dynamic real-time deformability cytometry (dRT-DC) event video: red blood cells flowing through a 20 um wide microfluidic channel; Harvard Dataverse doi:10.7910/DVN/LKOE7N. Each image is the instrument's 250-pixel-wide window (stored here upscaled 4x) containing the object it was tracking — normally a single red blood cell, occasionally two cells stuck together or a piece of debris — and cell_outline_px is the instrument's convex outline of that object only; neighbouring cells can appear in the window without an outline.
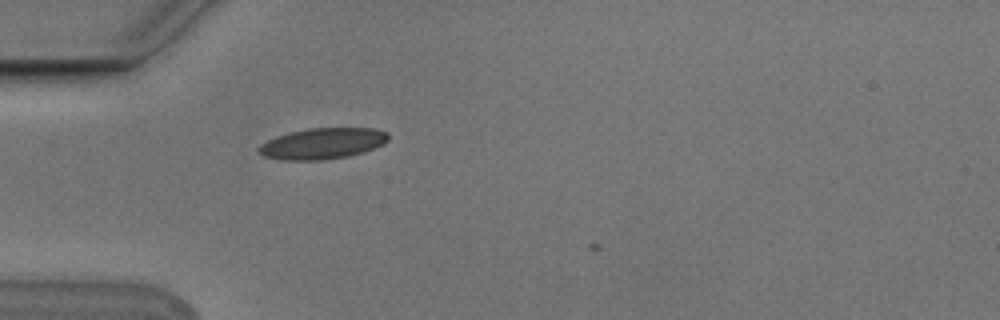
{"species": "Egyptian fruit bat (a non-hibernating species)", "species_latin": "Rousettus aegyptiacus", "temperature_condition": "cold", "stored_images_in_passage": 4, "camera_frame_rate_fps": 3000, "um_per_image_px": 0.085, "animal": {"sex": "male"}, "frame": {"image": 1, "passage_image": 4, "time_ms": 1.0, "image_size_px": [1000, 320], "cell_outline_px": [[388, 140], [384, 144], [364, 152], [348, 156], [324, 160], [284, 160], [264, 156], [256, 148], [260, 144], [276, 136], [288, 132], [308, 128], [376, 128], [388, 132]], "centroid_in_image_um": [27.43, 12.19], "position_along_channel_um": 57.6, "area_um2": 23.58}}